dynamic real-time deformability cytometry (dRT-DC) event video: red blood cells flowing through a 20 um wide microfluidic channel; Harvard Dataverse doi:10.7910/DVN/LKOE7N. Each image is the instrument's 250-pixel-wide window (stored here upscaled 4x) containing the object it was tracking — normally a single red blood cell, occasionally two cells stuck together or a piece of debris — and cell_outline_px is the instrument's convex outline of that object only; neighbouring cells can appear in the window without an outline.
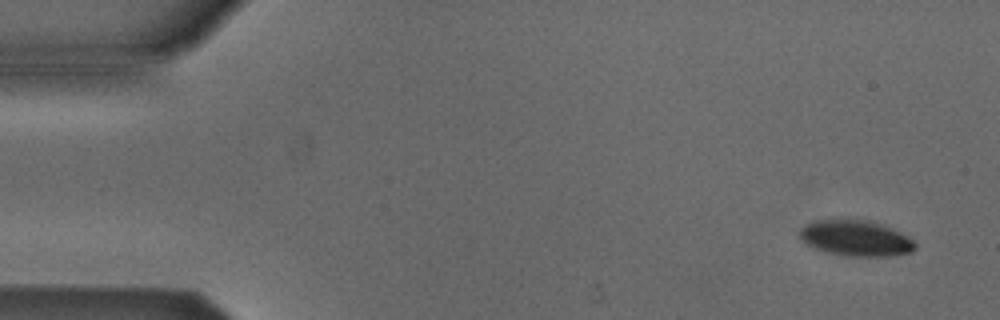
{"species": "Egyptian fruit bat (a non-hibernating species)", "species_latin": "Rousettus aegyptiacus", "temperature_condition": "cold", "stored_images_in_passage": 5, "camera_frame_rate_fps": 3000, "um_per_image_px": 0.085, "animal": {"sex": "male"}, "frame": {"image": 1, "passage_image": 1, "time_ms": 0.0, "image_size_px": [1000, 320], "cell_outline_px": [[916, 248], [912, 252], [888, 256], [848, 256], [828, 252], [812, 248], [800, 236], [800, 228], [804, 224], [812, 220], [836, 216], [868, 220], [884, 224], [908, 236], [916, 244]], "centroid_in_image_um": [72.71, 20.19], "position_along_channel_um": 12.3, "area_um2": 24.85}}